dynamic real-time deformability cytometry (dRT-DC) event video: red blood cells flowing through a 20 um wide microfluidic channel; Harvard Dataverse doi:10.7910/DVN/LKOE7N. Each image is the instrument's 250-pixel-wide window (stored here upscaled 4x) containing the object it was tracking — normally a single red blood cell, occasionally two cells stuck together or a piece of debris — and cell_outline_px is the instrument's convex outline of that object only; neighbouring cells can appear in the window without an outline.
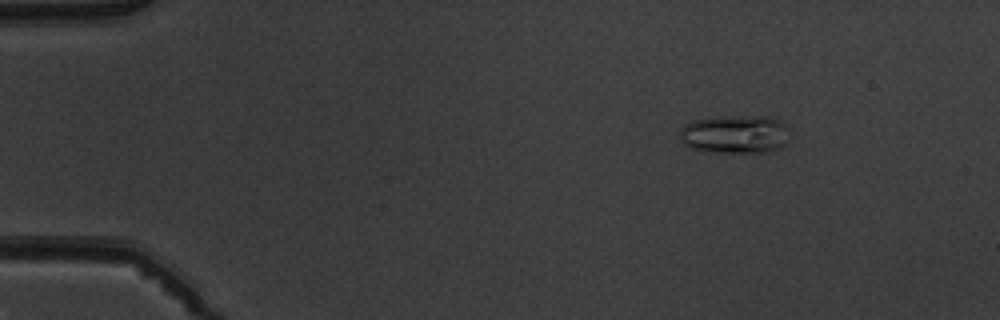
{"species": "common noctule bat (a hibernating species)", "species_latin": "Nyctalus noctula", "temperature_condition": "warm", "stored_images_in_passage": 8, "camera_frame_rate_fps": 3000, "um_per_image_px": 0.085, "animal": {"sex": "male", "body_mass_g": 19.5, "forearm_length_mm": 54.6}, "frame": {"image": 1, "passage_image": 2, "time_ms": 1.333, "image_size_px": [1000, 320], "cell_outline_px": [[788, 144], [780, 148], [768, 152], [708, 152], [688, 148], [684, 144], [680, 136], [680, 128], [684, 124], [692, 120], [720, 116], [768, 116], [780, 120], [784, 124]], "centroid_in_image_um": [62.44, 11.41], "position_along_channel_um": 22.6, "area_um2": 24.85}}
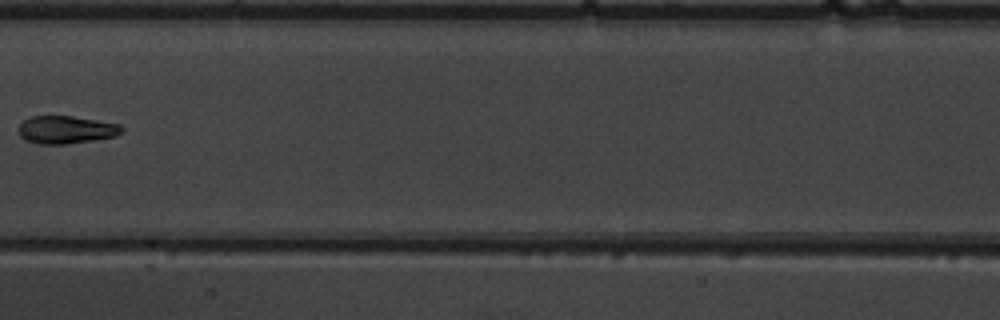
{"frame": {"image": 2, "passage_image": 7, "time_ms": 8.0, "image_size_px": [1000, 320], "cell_outline_px": [[124, 132], [116, 136], [92, 140], [64, 144], [40, 144], [24, 140], [20, 136], [16, 128], [24, 120], [32, 116], [72, 116], [120, 124], [124, 128]], "centroid_in_image_um": [5.6, 11.03], "position_along_channel_um": 201.8, "area_um2": 16.82}}
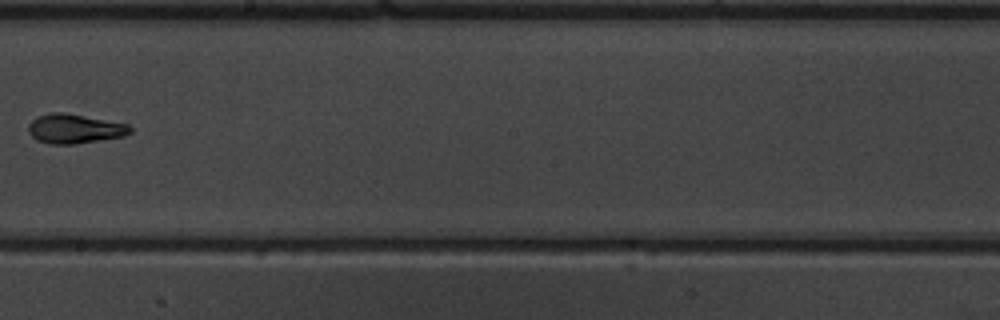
{"frame": {"image": 3, "passage_image": 8, "time_ms": 9.0, "image_size_px": [1000, 320], "cell_outline_px": [[132, 132], [124, 136], [76, 144], [52, 144], [36, 140], [28, 132], [28, 124], [32, 120], [40, 116], [52, 112], [64, 112], [128, 124], [132, 128]], "centroid_in_image_um": [6.34, 10.95], "position_along_channel_um": 241.9, "area_um2": 17.4}}